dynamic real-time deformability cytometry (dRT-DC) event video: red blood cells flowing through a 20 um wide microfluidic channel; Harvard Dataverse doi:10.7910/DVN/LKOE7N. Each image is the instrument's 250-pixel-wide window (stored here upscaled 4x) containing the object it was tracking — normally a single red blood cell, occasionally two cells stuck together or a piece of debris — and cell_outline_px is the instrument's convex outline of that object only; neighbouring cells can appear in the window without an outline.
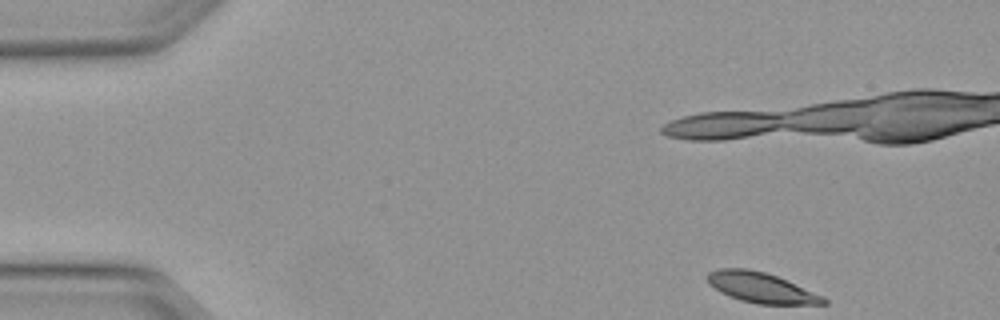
{"species": "Egyptian fruit bat (a non-hibernating species)", "species_latin": "Rousettus aegyptiacus", "temperature_condition": "warm", "stored_images_in_passage": 46, "camera_frame_rate_fps": 3000, "um_per_image_px": 0.085, "animal": {"sex": "female"}, "frame": {"image": 1, "passage_image": 1, "time_ms": 0.0, "image_size_px": [1000, 320], "cell_outline_px": [[828, 304], [756, 304], [740, 300], [728, 296], [720, 292], [708, 284], [704, 276], [708, 272], [716, 268], [748, 268], [764, 272], [788, 280], [824, 296], [828, 300]], "centroid_in_image_um": [64.66, 24.44], "position_along_channel_um": 20.3, "area_um2": 20.87}, "authors_computed_cell_mechanics": {"area_um2": 21.5883, "velocity_mm_per_s": 4.079, "shape_relaxation_time_tau1_ms": 2.7897, "shape_relaxation_time_tau2_ms": 3.3797, "deformation_change_tau1": 0.1111, "deformation_change_tau2": 0.0708}}